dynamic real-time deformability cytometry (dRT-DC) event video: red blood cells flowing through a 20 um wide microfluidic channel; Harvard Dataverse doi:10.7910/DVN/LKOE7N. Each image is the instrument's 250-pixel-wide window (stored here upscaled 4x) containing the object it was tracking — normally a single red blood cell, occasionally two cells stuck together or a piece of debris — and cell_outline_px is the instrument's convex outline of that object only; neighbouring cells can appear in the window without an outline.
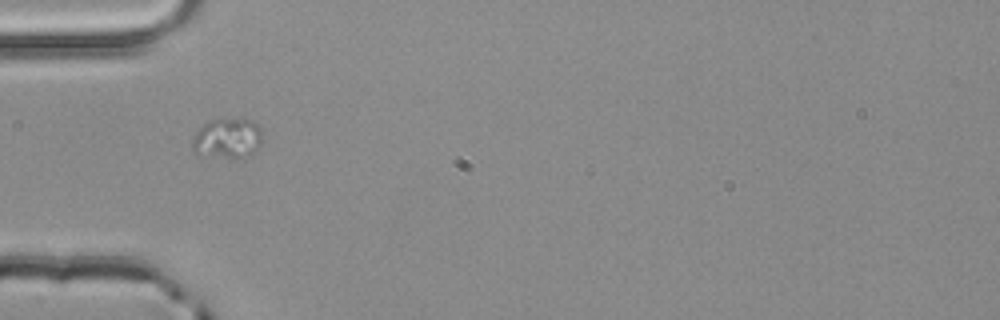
{"species": "common noctule bat (a hibernating species)", "species_latin": "Nyctalus noctula", "temperature_condition": "room temperature", "stored_images_in_passage": 2, "camera_frame_rate_fps": 3000, "um_per_image_px": 0.085, "animal": {"sex": "male", "body_mass_g": 20.4}, "frame": {"image": 1, "passage_image": 1, "time_ms": 0.0, "image_size_px": [1000, 320], "cell_outline_px": [[260, 144], [248, 156], [228, 156], [192, 152], [192, 140], [196, 132], [208, 120], [252, 120], [260, 124]], "centroid_in_image_um": [19.32, 11.72], "position_along_channel_um": 65.7, "area_um2": 15.55}}